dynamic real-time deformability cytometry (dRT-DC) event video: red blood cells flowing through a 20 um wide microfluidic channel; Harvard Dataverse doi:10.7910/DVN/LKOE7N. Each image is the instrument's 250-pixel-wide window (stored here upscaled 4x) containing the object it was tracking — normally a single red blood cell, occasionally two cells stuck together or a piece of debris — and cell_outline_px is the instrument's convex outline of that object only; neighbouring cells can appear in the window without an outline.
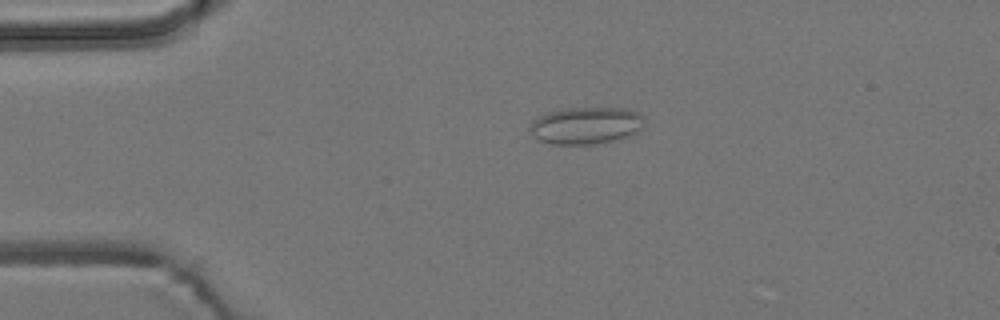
{"species": "common noctule bat (a hibernating species)", "species_latin": "Nyctalus noctula", "temperature_condition": "room temperature", "stored_images_in_passage": 39, "camera_frame_rate_fps": 3000, "um_per_image_px": 0.085, "animal": {"sex": "male", "body_mass_g": 19.2, "forearm_length_mm": 51.8}, "frame": {"image": 1, "passage_image": 4, "time_ms": 1.0, "image_size_px": [1000, 320], "cell_outline_px": [[644, 120], [640, 132], [632, 136], [616, 140], [592, 144], [552, 144], [540, 140], [528, 128], [532, 120], [548, 112], [568, 108], [624, 108], [640, 112], [644, 116]], "centroid_in_image_um": [49.87, 10.66], "position_along_channel_um": 35.1, "area_um2": 24.91}}
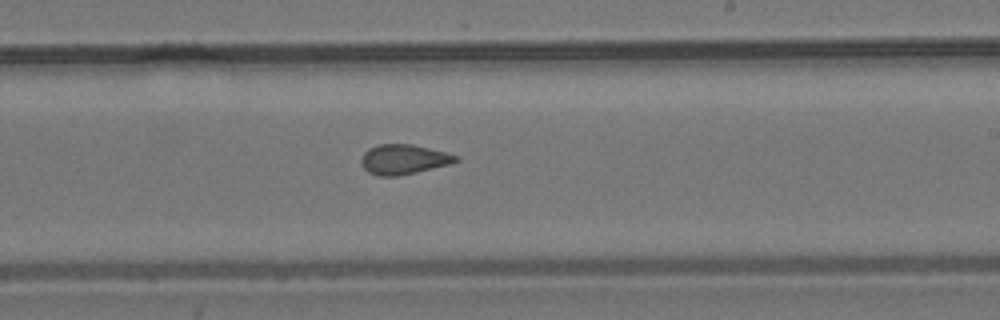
{"frame": {"image": 2, "passage_image": 25, "time_ms": 8.0, "image_size_px": [1000, 320], "cell_outline_px": [[460, 160], [452, 164], [416, 172], [396, 176], [380, 176], [368, 172], [364, 168], [360, 160], [364, 152], [368, 148], [380, 144], [412, 144], [460, 156]], "centroid_in_image_um": [34.32, 13.54], "position_along_channel_um": 254.7, "area_um2": 16.47}}
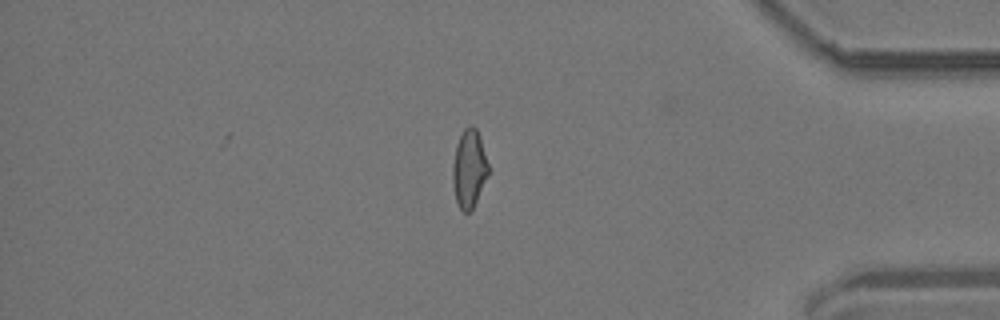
{"frame": {"image": 3, "passage_image": 39, "time_ms": 12.667, "image_size_px": [1000, 320], "cell_outline_px": [[488, 176], [472, 208], [468, 212], [464, 212], [460, 208], [456, 200], [452, 184], [452, 164], [456, 144], [464, 128], [468, 124], [472, 124], [476, 128], [488, 164]], "centroid_in_image_um": [39.85, 14.31], "position_along_channel_um": 395.4, "area_um2": 16.07}, "authors_computed_cell_mechanics": {"area_um2": 16.473, "velocity_mm_per_s": 3.6871, "shape_relaxation_time_tau1_ms": null, "shape_relaxation_time_tau2_ms": 2.7219, "deformation_change_tau1": null, "deformation_change_tau2": 0.0874}}